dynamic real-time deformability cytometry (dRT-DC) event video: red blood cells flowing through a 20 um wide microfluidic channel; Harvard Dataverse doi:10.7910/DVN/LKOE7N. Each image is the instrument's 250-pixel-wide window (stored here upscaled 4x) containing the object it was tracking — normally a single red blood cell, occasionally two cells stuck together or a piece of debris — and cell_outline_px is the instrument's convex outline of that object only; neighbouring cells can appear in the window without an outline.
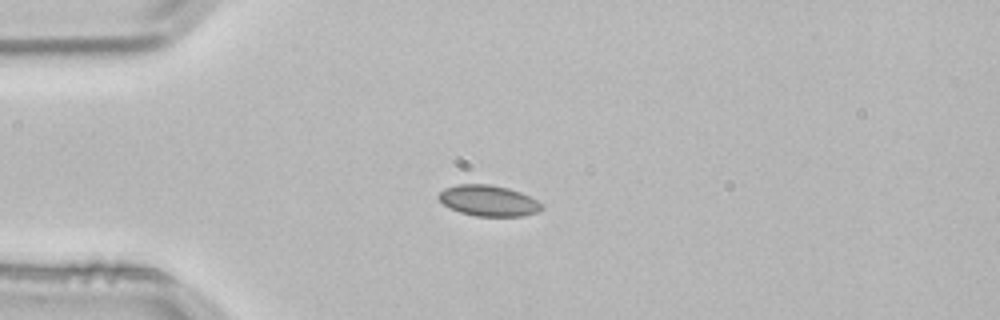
{"species": "common noctule bat (a hibernating species)", "species_latin": "Nyctalus noctula", "temperature_condition": "room temperature", "stored_images_in_passage": 3, "camera_frame_rate_fps": 3000, "um_per_image_px": 0.085, "animal": {"sex": "male", "body_mass_g": 21.5, "forearm_length_mm": 52.0}, "frame": {"image": 1, "passage_image": 3, "time_ms": 0.667, "image_size_px": [1000, 320], "cell_outline_px": [[544, 208], [536, 212], [524, 216], [476, 216], [460, 212], [444, 204], [436, 196], [444, 188], [460, 184], [488, 184], [508, 188], [520, 192], [536, 200]], "centroid_in_image_um": [41.5, 17.05], "position_along_channel_um": 43.5, "area_um2": 18.32}}